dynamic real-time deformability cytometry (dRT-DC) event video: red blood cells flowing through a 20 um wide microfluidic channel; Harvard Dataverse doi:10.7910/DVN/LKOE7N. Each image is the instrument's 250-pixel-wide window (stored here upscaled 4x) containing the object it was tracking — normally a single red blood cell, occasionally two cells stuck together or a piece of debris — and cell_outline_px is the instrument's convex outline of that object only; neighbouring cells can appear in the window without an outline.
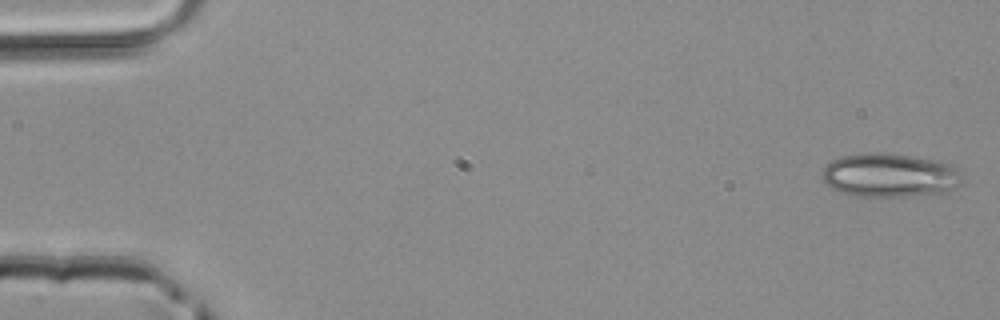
{"species": "common noctule bat (a hibernating species)", "species_latin": "Nyctalus noctula", "temperature_condition": "room temperature", "stored_images_in_passage": 49, "camera_frame_rate_fps": 3000, "um_per_image_px": 0.085, "animal": {"sex": "male", "body_mass_g": 20.4}, "frame": {"image": 1, "passage_image": 1, "time_ms": 0.0, "image_size_px": [1000, 320], "cell_outline_px": [[960, 184], [952, 188], [940, 192], [908, 196], [856, 196], [832, 188], [820, 176], [820, 172], [832, 160], [840, 156], [868, 152], [884, 152], [912, 156], [936, 160], [948, 164], [956, 168], [960, 172]], "centroid_in_image_um": [75.57, 14.87], "position_along_channel_um": 9.4, "area_um2": 35.43}}
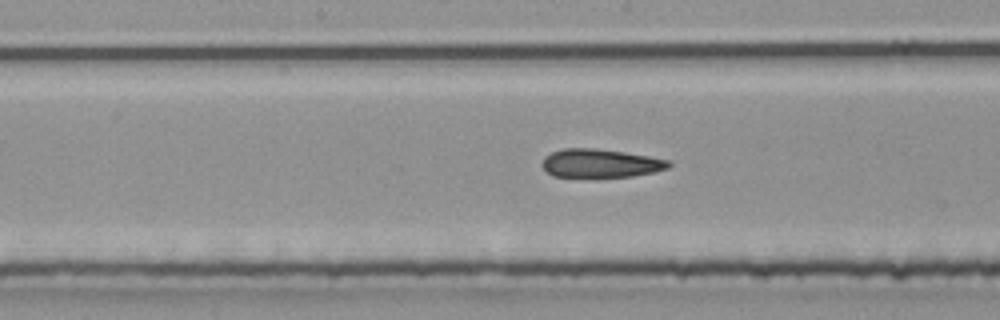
{"frame": {"image": 2, "passage_image": 25, "time_ms": 8.0, "image_size_px": [1000, 320], "cell_outline_px": [[672, 164], [668, 168], [652, 172], [632, 176], [552, 176], [540, 164], [544, 156], [552, 152], [564, 148], [592, 148], [624, 152], [648, 156], [668, 160]], "centroid_in_image_um": [51.01, 13.86], "position_along_channel_um": 197.2, "area_um2": 20.69}}
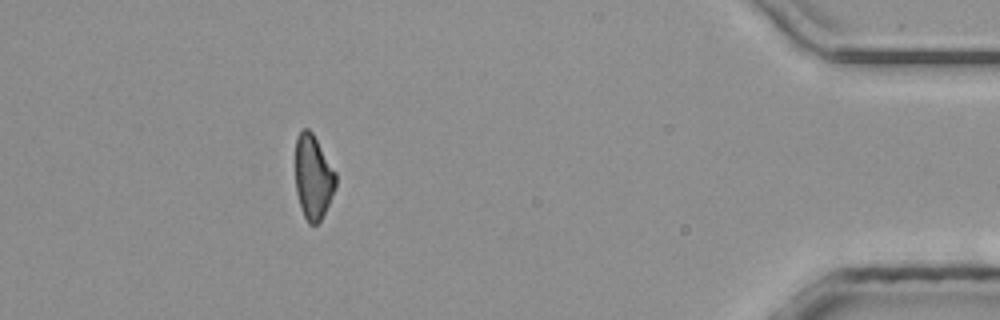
{"frame": {"image": 3, "passage_image": 44, "time_ms": 14.333, "image_size_px": [1000, 320], "cell_outline_px": [[336, 188], [320, 220], [316, 224], [308, 224], [300, 208], [296, 192], [296, 136], [304, 128], [308, 128], [312, 132], [336, 172]], "centroid_in_image_um": [26.62, 15.05], "position_along_channel_um": 408.6, "area_um2": 19.77}}